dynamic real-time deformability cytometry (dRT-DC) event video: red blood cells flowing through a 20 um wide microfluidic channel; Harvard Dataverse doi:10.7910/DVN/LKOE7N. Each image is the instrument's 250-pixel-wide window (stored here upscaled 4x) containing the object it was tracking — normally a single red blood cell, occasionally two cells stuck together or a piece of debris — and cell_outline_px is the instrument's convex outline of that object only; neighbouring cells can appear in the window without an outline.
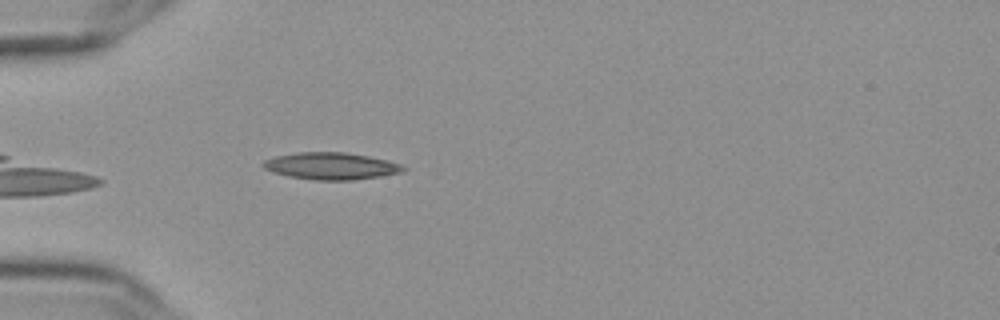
{"species": "Egyptian fruit bat (a non-hibernating species)", "species_latin": "Rousettus aegyptiacus", "temperature_condition": "cold", "stored_images_in_passage": 8, "camera_frame_rate_fps": 3000, "um_per_image_px": 0.085, "frame": {"image": 1, "passage_image": 4, "time_ms": 1.0, "image_size_px": [1000, 320], "cell_outline_px": [[408, 168], [404, 172], [380, 176], [352, 180], [312, 180], [288, 176], [264, 168], [260, 164], [264, 160], [276, 156], [296, 152], [344, 152], [368, 156], [400, 164]], "centroid_in_image_um": [28.14, 14.11], "position_along_channel_um": 56.9, "area_um2": 21.96}}